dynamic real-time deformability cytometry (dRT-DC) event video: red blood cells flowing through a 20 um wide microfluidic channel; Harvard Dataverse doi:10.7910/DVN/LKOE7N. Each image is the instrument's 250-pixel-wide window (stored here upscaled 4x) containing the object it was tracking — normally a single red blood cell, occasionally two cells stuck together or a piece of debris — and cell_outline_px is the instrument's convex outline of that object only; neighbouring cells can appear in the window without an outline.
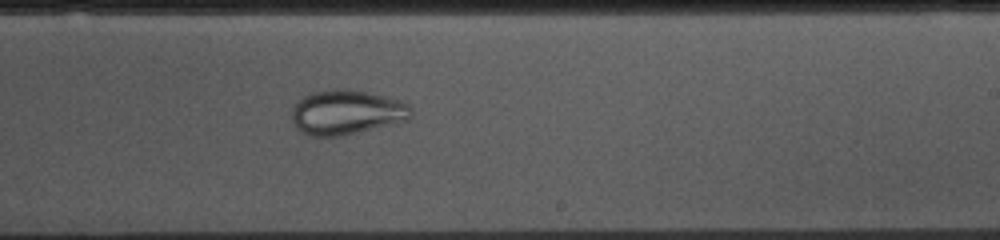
{"species": "common noctule bat (a hibernating species)", "species_latin": "Nyctalus noctula", "temperature_condition": "cold", "stored_images_in_passage": 53, "camera_frame_rate_fps": 3000, "um_per_image_px": 0.085, "animal": {"sex": "female", "body_mass_g": 10.0, "forearm_length_mm": 53.1}, "frame": {"image": 1, "passage_image": 31, "time_ms": 10.0, "image_size_px": [1000, 240], "cell_outline_px": [[412, 116], [408, 120], [344, 136], [308, 136], [300, 132], [296, 128], [292, 120], [292, 108], [308, 92], [336, 88], [348, 88], [384, 96], [400, 100], [408, 104], [412, 108]], "centroid_in_image_um": [29.45, 9.55], "position_along_channel_um": 259.6, "area_um2": 31.44}}
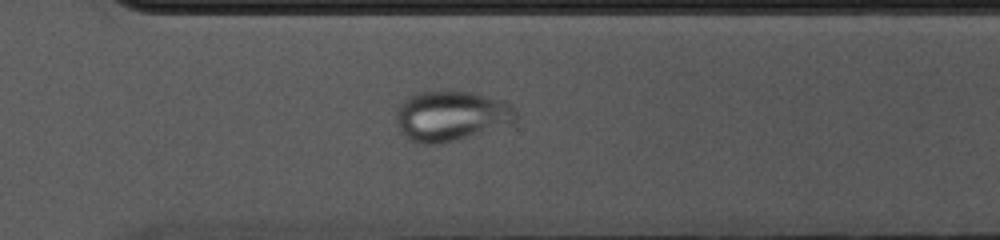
{"frame": {"image": 2, "passage_image": 37, "time_ms": 12.0, "image_size_px": [1000, 240], "cell_outline_px": [[520, 116], [516, 120], [440, 144], [416, 144], [408, 140], [400, 132], [396, 120], [396, 112], [400, 104], [408, 96], [416, 92], [452, 88], [472, 92], [508, 104]], "centroid_in_image_um": [38.21, 9.81], "position_along_channel_um": 332.4, "area_um2": 34.8}}
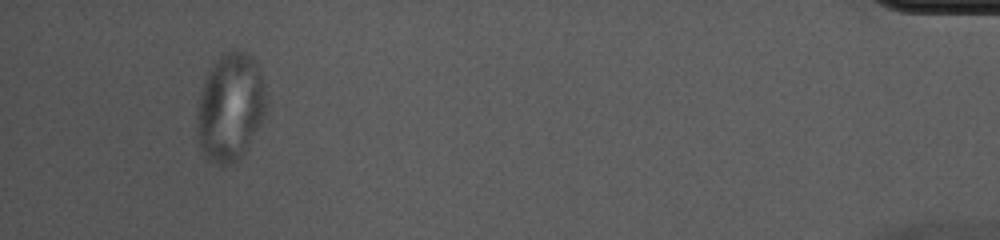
{"frame": {"image": 3, "passage_image": 50, "time_ms": 16.333, "image_size_px": [1000, 240], "cell_outline_px": [[264, 116], [244, 152], [232, 164], [216, 164], [208, 160], [204, 156], [196, 132], [196, 116], [200, 92], [208, 72], [212, 64], [224, 52], [232, 48], [236, 48], [248, 52], [256, 60], [260, 72], [264, 92]], "centroid_in_image_um": [19.53, 9.07], "position_along_channel_um": 415.7, "area_um2": 43.41}}